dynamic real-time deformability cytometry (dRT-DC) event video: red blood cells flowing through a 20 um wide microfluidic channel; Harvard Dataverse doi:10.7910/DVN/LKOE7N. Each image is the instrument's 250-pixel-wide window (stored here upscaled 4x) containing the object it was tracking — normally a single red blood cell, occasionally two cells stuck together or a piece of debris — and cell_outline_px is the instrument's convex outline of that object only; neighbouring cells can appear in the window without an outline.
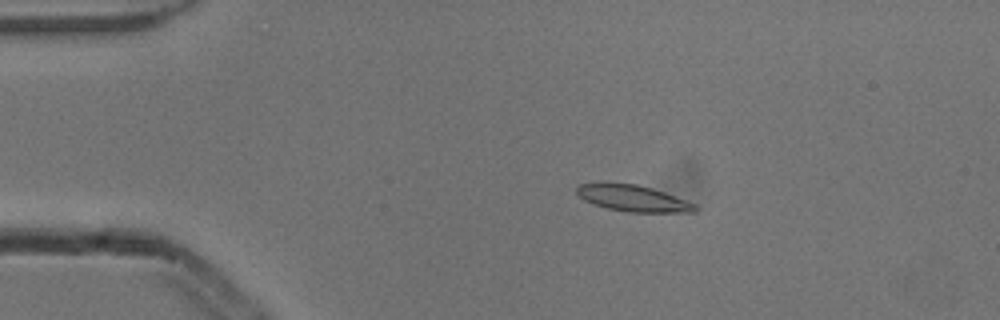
{"species": "common noctule bat (a hibernating species)", "species_latin": "Nyctalus noctula", "temperature_condition": "cold", "stored_images_in_passage": 8, "camera_frame_rate_fps": 3000, "um_per_image_px": 0.085, "animal": {"sex": "male", "body_mass_g": 13.3}, "frame": {"image": 1, "passage_image": 3, "time_ms": 0.667, "image_size_px": [1000, 320], "cell_outline_px": [[696, 212], [628, 212], [608, 208], [584, 200], [576, 192], [576, 188], [580, 184], [636, 184], [652, 188], [664, 192], [696, 204]], "centroid_in_image_um": [53.85, 16.87], "position_along_channel_um": 31.2, "area_um2": 17.63}}
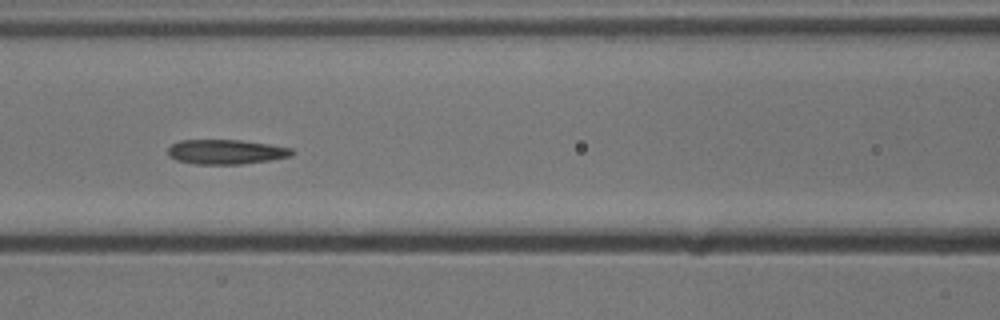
{"frame": {"image": 2, "passage_image": 7, "time_ms": 2.0, "image_size_px": [1000, 320], "cell_outline_px": [[296, 152], [292, 156], [272, 160], [240, 164], [196, 164], [176, 160], [168, 156], [168, 148], [172, 144], [180, 140], [240, 140], [268, 144], [292, 148]], "centroid_in_image_um": [19.23, 12.91], "position_along_channel_um": 147.4, "area_um2": 17.92}}
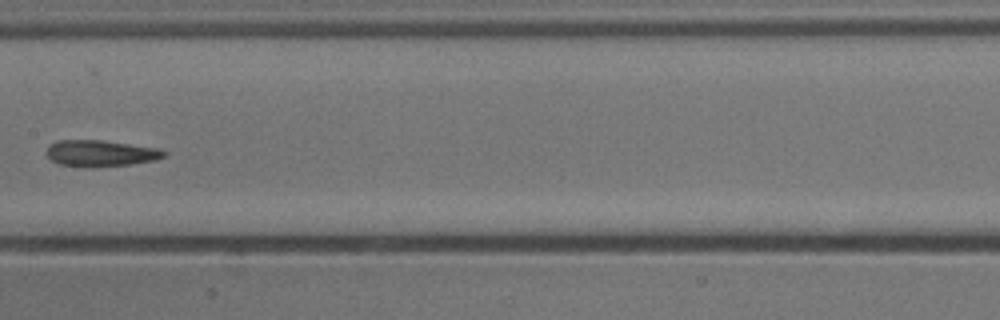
{"frame": {"image": 3, "passage_image": 8, "time_ms": 2.333, "image_size_px": [1000, 320], "cell_outline_px": [[168, 152], [164, 156], [156, 160], [128, 164], [92, 168], [84, 168], [60, 164], [52, 160], [44, 152], [48, 144], [56, 140], [100, 140], [160, 148]], "centroid_in_image_um": [8.51, 13.03], "position_along_channel_um": 198.9, "area_um2": 18.32}}